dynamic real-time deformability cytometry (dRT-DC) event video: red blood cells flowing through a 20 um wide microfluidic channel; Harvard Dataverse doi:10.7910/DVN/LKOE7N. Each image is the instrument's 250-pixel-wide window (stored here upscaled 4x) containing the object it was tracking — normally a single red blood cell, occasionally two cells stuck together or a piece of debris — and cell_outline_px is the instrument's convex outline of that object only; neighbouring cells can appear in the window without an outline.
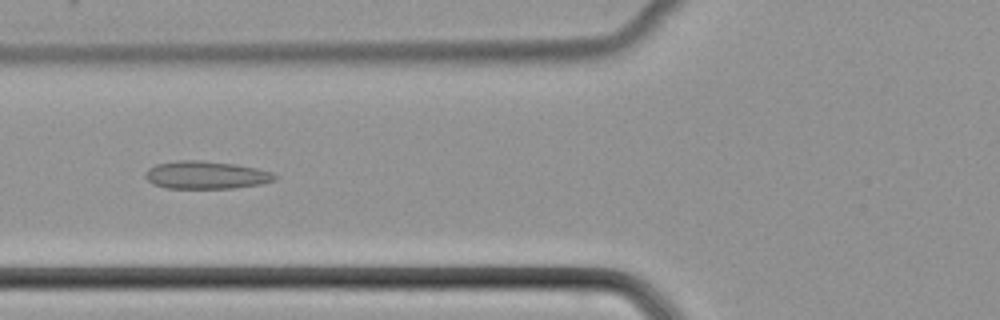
{"species": "common noctule bat (a hibernating species)", "species_latin": "Nyctalus noctula", "temperature_condition": "cold", "stored_images_in_passage": 51, "camera_frame_rate_fps": 3000, "um_per_image_px": 0.085, "animal": {"sex": "female", "body_mass_g": 22.7, "forearm_length_mm": 54.2}, "frame": {"image": 1, "passage_image": 20, "time_ms": 6.333, "image_size_px": [1000, 320], "cell_outline_px": [[276, 180], [264, 184], [232, 188], [164, 188], [152, 184], [144, 176], [144, 172], [148, 168], [156, 164], [180, 160], [204, 160], [236, 164], [256, 168], [272, 172], [276, 176]], "centroid_in_image_um": [17.5, 14.87], "position_along_channel_um": 108.3, "area_um2": 21.21}}
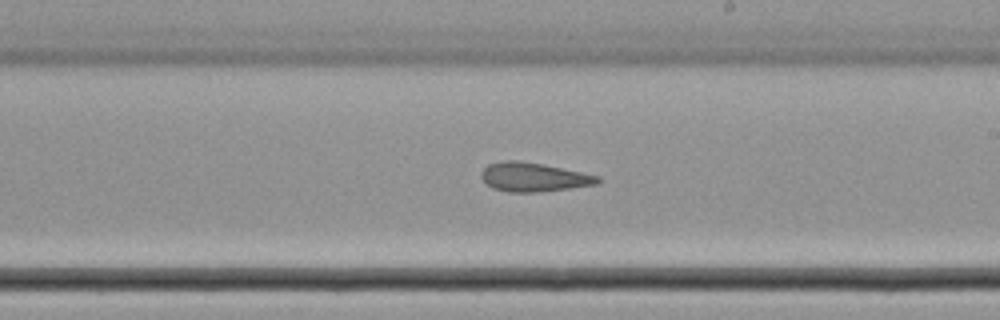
{"frame": {"image": 2, "passage_image": 30, "time_ms": 9.667, "image_size_px": [1000, 320], "cell_outline_px": [[600, 184], [572, 188], [536, 192], [508, 192], [492, 188], [480, 176], [480, 172], [488, 164], [504, 160], [520, 160], [600, 176]], "centroid_in_image_um": [45.35, 15.06], "position_along_channel_um": 243.7, "area_um2": 19.59}}
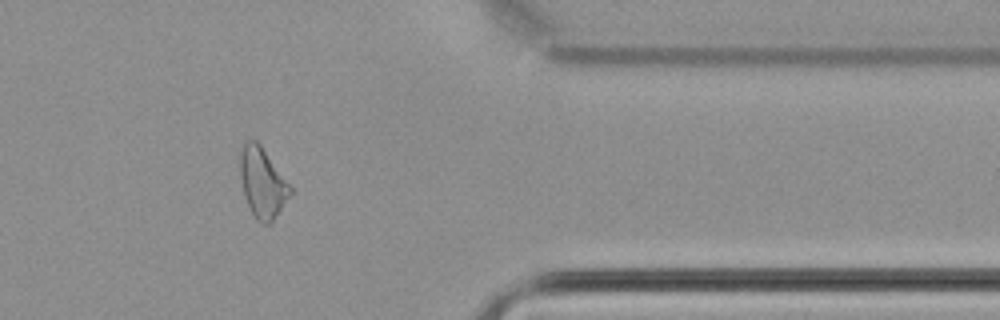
{"frame": {"image": 3, "passage_image": 42, "time_ms": 13.667, "image_size_px": [1000, 320], "cell_outline_px": [[292, 192], [272, 224], [260, 224], [256, 220], [244, 196], [240, 176], [240, 152], [244, 140], [256, 140], [260, 144], [292, 188]], "centroid_in_image_um": [22.29, 15.55], "position_along_channel_um": 389.1, "area_um2": 20.46}}